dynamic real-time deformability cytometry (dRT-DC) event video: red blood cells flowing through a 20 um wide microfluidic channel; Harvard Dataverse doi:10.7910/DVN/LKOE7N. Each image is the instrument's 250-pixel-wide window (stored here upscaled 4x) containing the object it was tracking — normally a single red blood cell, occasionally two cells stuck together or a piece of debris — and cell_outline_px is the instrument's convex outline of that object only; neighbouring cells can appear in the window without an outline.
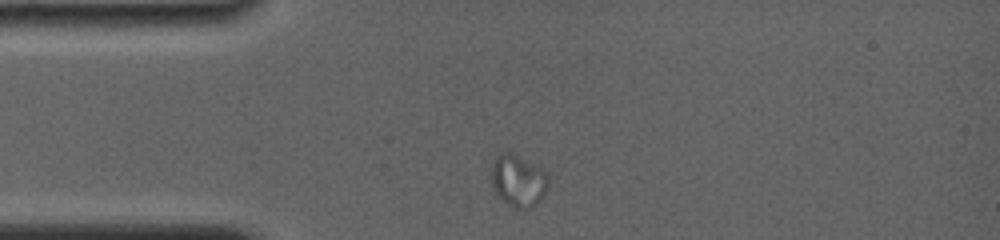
{"species": "common noctule bat (a hibernating species)", "species_latin": "Nyctalus noctula", "temperature_condition": "room temperature", "stored_images_in_passage": 3, "camera_frame_rate_fps": 4000, "um_per_image_px": 0.085, "animal": {"sex": "female", "body_mass_g": 19.0, "forearm_length_mm": 56.7}, "frame": {"image": 1, "passage_image": 1, "time_ms": 0.0, "image_size_px": [1000, 240], "cell_outline_px": [[548, 188], [540, 200], [528, 208], [516, 208], [508, 204], [496, 196], [492, 188], [492, 168], [496, 156], [500, 152], [516, 152], [544, 172], [548, 176]], "centroid_in_image_um": [44.02, 15.34], "position_along_channel_um": 41.0, "area_um2": 17.22}}
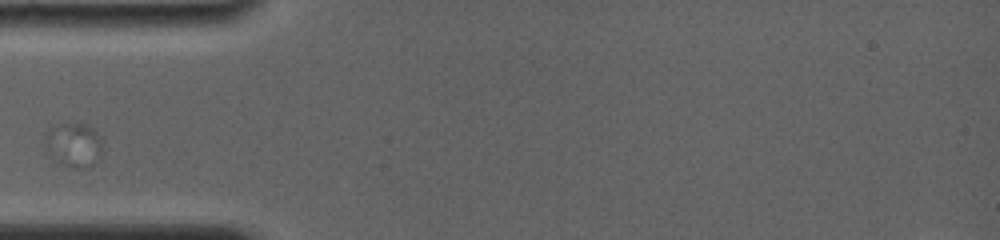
{"frame": {"image": 2, "passage_image": 3, "time_ms": 1.75, "image_size_px": [1000, 240], "cell_outline_px": [[100, 144], [92, 164], [84, 168], [72, 168], [56, 164], [48, 156], [44, 148], [44, 132], [48, 128], [56, 124], [88, 124], [96, 132], [100, 140]], "centroid_in_image_um": [6.09, 12.31], "position_along_channel_um": 78.9, "area_um2": 14.85}}